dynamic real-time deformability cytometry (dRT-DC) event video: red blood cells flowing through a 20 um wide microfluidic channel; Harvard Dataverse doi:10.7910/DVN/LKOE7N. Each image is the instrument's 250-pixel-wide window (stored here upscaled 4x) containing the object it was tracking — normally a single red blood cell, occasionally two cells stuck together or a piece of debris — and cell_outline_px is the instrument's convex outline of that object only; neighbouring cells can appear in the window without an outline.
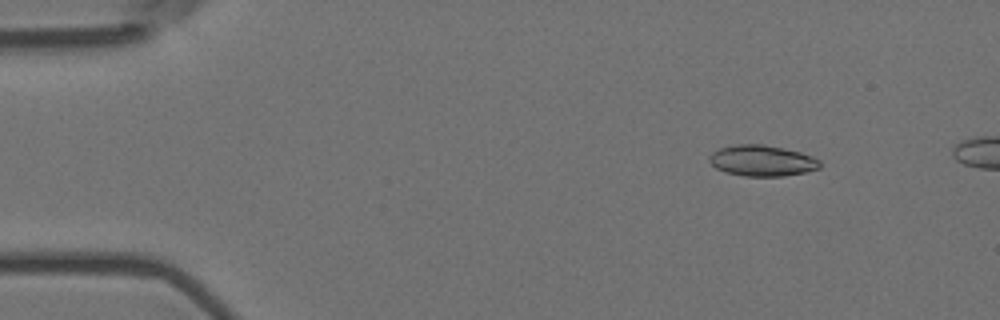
{"species": "Egyptian fruit bat (a non-hibernating species)", "species_latin": "Rousettus aegyptiacus", "temperature_condition": "room temperature", "stored_images_in_passage": 5, "camera_frame_rate_fps": 3000, "um_per_image_px": 0.085, "animal": {"sex": "female"}, "frame": {"image": 1, "passage_image": 2, "time_ms": 0.333, "image_size_px": [1000, 320], "cell_outline_px": [[820, 168], [804, 172], [784, 176], [744, 176], [724, 172], [716, 168], [708, 160], [708, 156], [712, 152], [720, 148], [736, 144], [764, 144], [800, 152], [820, 160]], "centroid_in_image_um": [64.74, 13.66], "position_along_channel_um": 20.3, "area_um2": 19.94}}